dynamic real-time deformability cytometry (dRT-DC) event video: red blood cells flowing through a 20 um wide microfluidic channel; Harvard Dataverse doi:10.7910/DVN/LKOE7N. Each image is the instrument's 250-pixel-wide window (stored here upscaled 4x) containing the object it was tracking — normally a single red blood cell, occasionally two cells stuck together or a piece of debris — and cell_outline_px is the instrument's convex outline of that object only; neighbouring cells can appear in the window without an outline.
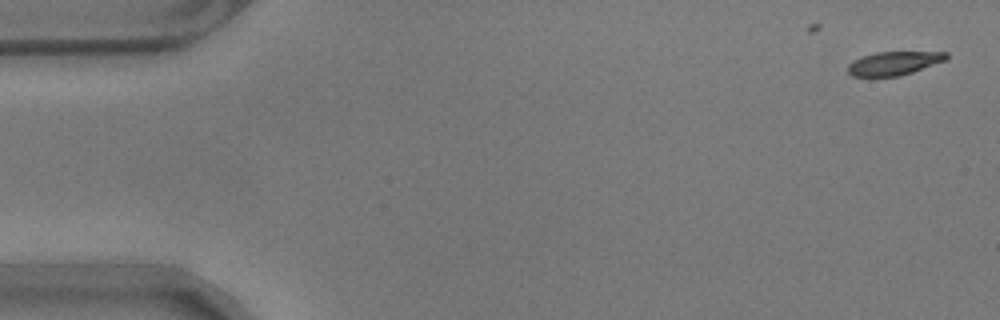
{"species": "common noctule bat (a hibernating species)", "species_latin": "Nyctalus noctula", "temperature_condition": "warm", "stored_images_in_passage": 12, "camera_frame_rate_fps": 3000, "um_per_image_px": 0.085, "animal": {"sex": "male", "body_mass_g": 17.9}, "frame": {"image": 1, "passage_image": 1, "time_ms": 0.0, "image_size_px": [1000, 320], "cell_outline_px": [[948, 56], [944, 60], [912, 72], [900, 76], [852, 76], [848, 72], [848, 64], [852, 60], [876, 52], [948, 52]], "centroid_in_image_um": [75.94, 5.37], "position_along_channel_um": 9.1, "area_um2": 13.29}}